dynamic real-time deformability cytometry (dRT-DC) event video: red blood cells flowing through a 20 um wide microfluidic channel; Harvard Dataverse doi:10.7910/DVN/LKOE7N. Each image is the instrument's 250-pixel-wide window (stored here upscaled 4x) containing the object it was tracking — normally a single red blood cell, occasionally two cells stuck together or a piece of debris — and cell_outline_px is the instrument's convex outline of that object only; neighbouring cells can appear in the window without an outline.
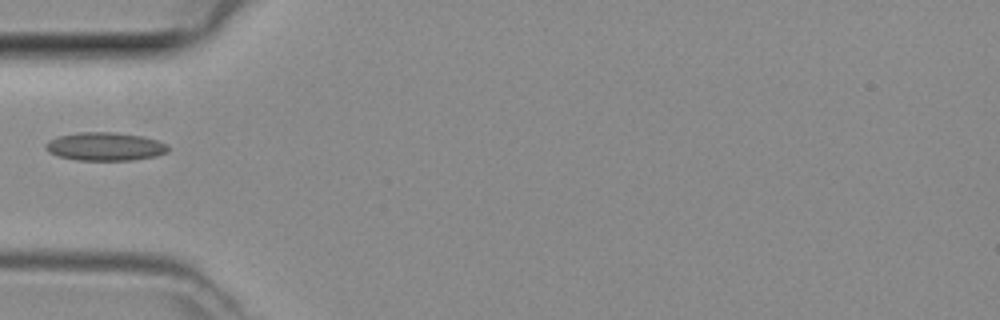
{"species": "common noctule bat (a hibernating species)", "species_latin": "Nyctalus noctula", "temperature_condition": "room temperature", "stored_images_in_passage": 16, "camera_frame_rate_fps": 3000, "um_per_image_px": 0.085, "animal": {"sex": "female", "body_mass_g": 29.2, "forearm_length_mm": 56.3}, "frame": {"image": 1, "passage_image": 1, "time_ms": 0.0, "image_size_px": [1000, 320], "cell_outline_px": [[168, 152], [156, 156], [132, 160], [76, 160], [60, 156], [48, 152], [44, 148], [44, 144], [48, 140], [60, 136], [80, 132], [112, 132], [144, 136], [168, 144]], "centroid_in_image_um": [8.93, 12.45], "position_along_channel_um": 76.1, "area_um2": 20.23}}
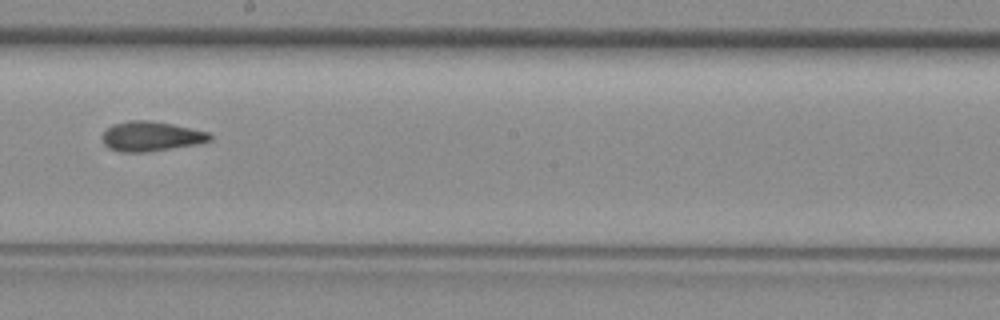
{"frame": {"image": 2, "passage_image": 12, "time_ms": 3.667, "image_size_px": [1000, 320], "cell_outline_px": [[212, 140], [196, 144], [148, 152], [120, 152], [108, 148], [104, 144], [104, 128], [112, 124], [128, 120], [148, 120], [172, 124], [208, 132], [212, 136]], "centroid_in_image_um": [12.81, 11.58], "position_along_channel_um": 235.4, "area_um2": 18.67}}